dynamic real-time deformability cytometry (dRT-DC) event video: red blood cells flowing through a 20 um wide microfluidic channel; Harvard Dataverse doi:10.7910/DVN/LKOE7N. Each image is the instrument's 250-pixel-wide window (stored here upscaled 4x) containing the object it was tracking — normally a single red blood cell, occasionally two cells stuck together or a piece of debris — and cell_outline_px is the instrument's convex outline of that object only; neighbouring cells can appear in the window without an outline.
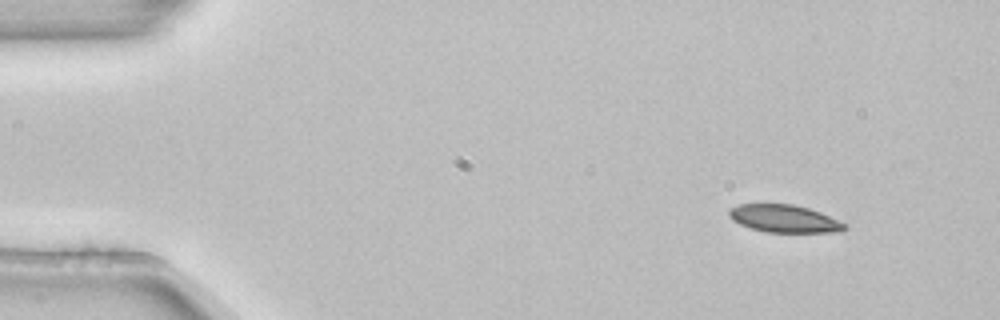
{"species": "common noctule bat (a hibernating species)", "species_latin": "Nyctalus noctula", "temperature_condition": "room temperature", "stored_images_in_passage": 4, "segment_of_instrument_passage": [1, 2], "camera_frame_rate_fps": 3000, "um_per_image_px": 0.085, "animal": {"sex": "female", "body_mass_g": 22.7, "forearm_length_mm": 54.2}, "frame": {"image": 1, "passage_image": 1, "time_ms": 0.0, "image_size_px": [1000, 320], "cell_outline_px": [[848, 228], [840, 232], [764, 232], [740, 224], [732, 220], [728, 216], [728, 208], [740, 204], [792, 204], [808, 208], [820, 212], [848, 224]], "centroid_in_image_um": [66.67, 18.58], "position_along_channel_um": 18.3, "area_um2": 18.73}}